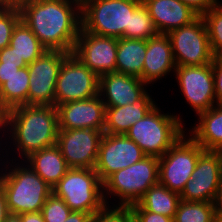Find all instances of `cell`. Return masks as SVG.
Instances as JSON below:
<instances>
[{
  "label": "cell",
  "mask_w": 222,
  "mask_h": 222,
  "mask_svg": "<svg viewBox=\"0 0 222 222\" xmlns=\"http://www.w3.org/2000/svg\"><path fill=\"white\" fill-rule=\"evenodd\" d=\"M58 131V111L53 105H19L0 116V140L4 141L6 135L4 139L9 138L6 143L10 144H6L2 151L7 150L6 147L10 150L12 143L14 148L11 150L20 155V159L12 156L15 162L24 161L32 153L56 145Z\"/></svg>",
  "instance_id": "obj_1"
},
{
  "label": "cell",
  "mask_w": 222,
  "mask_h": 222,
  "mask_svg": "<svg viewBox=\"0 0 222 222\" xmlns=\"http://www.w3.org/2000/svg\"><path fill=\"white\" fill-rule=\"evenodd\" d=\"M21 20L47 50L72 53L81 29V9L68 0H36L20 10Z\"/></svg>",
  "instance_id": "obj_2"
},
{
  "label": "cell",
  "mask_w": 222,
  "mask_h": 222,
  "mask_svg": "<svg viewBox=\"0 0 222 222\" xmlns=\"http://www.w3.org/2000/svg\"><path fill=\"white\" fill-rule=\"evenodd\" d=\"M10 161L8 159L0 163V184L5 192L8 212L18 215L41 212L46 199L52 194V187L27 163Z\"/></svg>",
  "instance_id": "obj_3"
},
{
  "label": "cell",
  "mask_w": 222,
  "mask_h": 222,
  "mask_svg": "<svg viewBox=\"0 0 222 222\" xmlns=\"http://www.w3.org/2000/svg\"><path fill=\"white\" fill-rule=\"evenodd\" d=\"M156 104L125 135L133 140L146 156L162 157L185 134L181 116L162 112ZM184 124V125H183Z\"/></svg>",
  "instance_id": "obj_4"
},
{
  "label": "cell",
  "mask_w": 222,
  "mask_h": 222,
  "mask_svg": "<svg viewBox=\"0 0 222 222\" xmlns=\"http://www.w3.org/2000/svg\"><path fill=\"white\" fill-rule=\"evenodd\" d=\"M158 173L159 158L155 156H145L133 165L116 171L103 183L106 206H112L108 200L114 197L118 203L114 202L113 206L130 207L137 203L149 188L159 183Z\"/></svg>",
  "instance_id": "obj_5"
},
{
  "label": "cell",
  "mask_w": 222,
  "mask_h": 222,
  "mask_svg": "<svg viewBox=\"0 0 222 222\" xmlns=\"http://www.w3.org/2000/svg\"><path fill=\"white\" fill-rule=\"evenodd\" d=\"M52 193L61 198L72 211L92 216L106 206L103 183L94 169L70 168L52 187Z\"/></svg>",
  "instance_id": "obj_6"
},
{
  "label": "cell",
  "mask_w": 222,
  "mask_h": 222,
  "mask_svg": "<svg viewBox=\"0 0 222 222\" xmlns=\"http://www.w3.org/2000/svg\"><path fill=\"white\" fill-rule=\"evenodd\" d=\"M140 5L135 0H93L81 9V30L99 36L125 38L130 15Z\"/></svg>",
  "instance_id": "obj_7"
},
{
  "label": "cell",
  "mask_w": 222,
  "mask_h": 222,
  "mask_svg": "<svg viewBox=\"0 0 222 222\" xmlns=\"http://www.w3.org/2000/svg\"><path fill=\"white\" fill-rule=\"evenodd\" d=\"M203 151L188 132L183 134L162 157H159V183L180 194L192 178L199 155Z\"/></svg>",
  "instance_id": "obj_8"
},
{
  "label": "cell",
  "mask_w": 222,
  "mask_h": 222,
  "mask_svg": "<svg viewBox=\"0 0 222 222\" xmlns=\"http://www.w3.org/2000/svg\"><path fill=\"white\" fill-rule=\"evenodd\" d=\"M168 36L176 66H200L213 63L214 55L201 16L188 25L171 30Z\"/></svg>",
  "instance_id": "obj_9"
},
{
  "label": "cell",
  "mask_w": 222,
  "mask_h": 222,
  "mask_svg": "<svg viewBox=\"0 0 222 222\" xmlns=\"http://www.w3.org/2000/svg\"><path fill=\"white\" fill-rule=\"evenodd\" d=\"M99 94V76L73 53L61 64L55 89V107L71 101L85 100Z\"/></svg>",
  "instance_id": "obj_10"
},
{
  "label": "cell",
  "mask_w": 222,
  "mask_h": 222,
  "mask_svg": "<svg viewBox=\"0 0 222 222\" xmlns=\"http://www.w3.org/2000/svg\"><path fill=\"white\" fill-rule=\"evenodd\" d=\"M181 94L196 116L216 105L212 63L200 66H176L174 71Z\"/></svg>",
  "instance_id": "obj_11"
},
{
  "label": "cell",
  "mask_w": 222,
  "mask_h": 222,
  "mask_svg": "<svg viewBox=\"0 0 222 222\" xmlns=\"http://www.w3.org/2000/svg\"><path fill=\"white\" fill-rule=\"evenodd\" d=\"M191 177L180 193L181 200L215 203L222 180L221 152L204 150L199 155Z\"/></svg>",
  "instance_id": "obj_12"
},
{
  "label": "cell",
  "mask_w": 222,
  "mask_h": 222,
  "mask_svg": "<svg viewBox=\"0 0 222 222\" xmlns=\"http://www.w3.org/2000/svg\"><path fill=\"white\" fill-rule=\"evenodd\" d=\"M68 53L47 50L29 64L28 105L55 106V89L59 70Z\"/></svg>",
  "instance_id": "obj_13"
},
{
  "label": "cell",
  "mask_w": 222,
  "mask_h": 222,
  "mask_svg": "<svg viewBox=\"0 0 222 222\" xmlns=\"http://www.w3.org/2000/svg\"><path fill=\"white\" fill-rule=\"evenodd\" d=\"M103 134L91 128L59 129L56 146L70 168L94 169Z\"/></svg>",
  "instance_id": "obj_14"
},
{
  "label": "cell",
  "mask_w": 222,
  "mask_h": 222,
  "mask_svg": "<svg viewBox=\"0 0 222 222\" xmlns=\"http://www.w3.org/2000/svg\"><path fill=\"white\" fill-rule=\"evenodd\" d=\"M145 156L141 148L125 134L104 133L94 170L104 183L116 171L133 165Z\"/></svg>",
  "instance_id": "obj_15"
},
{
  "label": "cell",
  "mask_w": 222,
  "mask_h": 222,
  "mask_svg": "<svg viewBox=\"0 0 222 222\" xmlns=\"http://www.w3.org/2000/svg\"><path fill=\"white\" fill-rule=\"evenodd\" d=\"M118 38L99 36L80 29L73 54L91 71L101 76L116 72Z\"/></svg>",
  "instance_id": "obj_16"
},
{
  "label": "cell",
  "mask_w": 222,
  "mask_h": 222,
  "mask_svg": "<svg viewBox=\"0 0 222 222\" xmlns=\"http://www.w3.org/2000/svg\"><path fill=\"white\" fill-rule=\"evenodd\" d=\"M57 111L59 129L104 130L106 106L99 94L89 99L63 103L57 107Z\"/></svg>",
  "instance_id": "obj_17"
},
{
  "label": "cell",
  "mask_w": 222,
  "mask_h": 222,
  "mask_svg": "<svg viewBox=\"0 0 222 222\" xmlns=\"http://www.w3.org/2000/svg\"><path fill=\"white\" fill-rule=\"evenodd\" d=\"M139 77L123 73H106L99 76V95L106 107L133 104L148 90Z\"/></svg>",
  "instance_id": "obj_18"
},
{
  "label": "cell",
  "mask_w": 222,
  "mask_h": 222,
  "mask_svg": "<svg viewBox=\"0 0 222 222\" xmlns=\"http://www.w3.org/2000/svg\"><path fill=\"white\" fill-rule=\"evenodd\" d=\"M176 64L168 34L158 33L147 39L146 56L143 65L142 81L148 86L173 73Z\"/></svg>",
  "instance_id": "obj_19"
},
{
  "label": "cell",
  "mask_w": 222,
  "mask_h": 222,
  "mask_svg": "<svg viewBox=\"0 0 222 222\" xmlns=\"http://www.w3.org/2000/svg\"><path fill=\"white\" fill-rule=\"evenodd\" d=\"M144 6L148 9L158 33L163 34L188 25L199 16L180 0H148Z\"/></svg>",
  "instance_id": "obj_20"
},
{
  "label": "cell",
  "mask_w": 222,
  "mask_h": 222,
  "mask_svg": "<svg viewBox=\"0 0 222 222\" xmlns=\"http://www.w3.org/2000/svg\"><path fill=\"white\" fill-rule=\"evenodd\" d=\"M157 103L146 92L133 104L106 107L104 133L125 134L132 125L141 120Z\"/></svg>",
  "instance_id": "obj_21"
},
{
  "label": "cell",
  "mask_w": 222,
  "mask_h": 222,
  "mask_svg": "<svg viewBox=\"0 0 222 222\" xmlns=\"http://www.w3.org/2000/svg\"><path fill=\"white\" fill-rule=\"evenodd\" d=\"M197 124L189 128V135L208 151L222 150V105H214L199 113Z\"/></svg>",
  "instance_id": "obj_22"
},
{
  "label": "cell",
  "mask_w": 222,
  "mask_h": 222,
  "mask_svg": "<svg viewBox=\"0 0 222 222\" xmlns=\"http://www.w3.org/2000/svg\"><path fill=\"white\" fill-rule=\"evenodd\" d=\"M23 162L51 187L55 186L70 169L56 145L32 153Z\"/></svg>",
  "instance_id": "obj_23"
},
{
  "label": "cell",
  "mask_w": 222,
  "mask_h": 222,
  "mask_svg": "<svg viewBox=\"0 0 222 222\" xmlns=\"http://www.w3.org/2000/svg\"><path fill=\"white\" fill-rule=\"evenodd\" d=\"M147 40L118 38L116 72L139 77L142 80Z\"/></svg>",
  "instance_id": "obj_24"
},
{
  "label": "cell",
  "mask_w": 222,
  "mask_h": 222,
  "mask_svg": "<svg viewBox=\"0 0 222 222\" xmlns=\"http://www.w3.org/2000/svg\"><path fill=\"white\" fill-rule=\"evenodd\" d=\"M28 67L20 68L0 86V116L19 105H28L29 91Z\"/></svg>",
  "instance_id": "obj_25"
},
{
  "label": "cell",
  "mask_w": 222,
  "mask_h": 222,
  "mask_svg": "<svg viewBox=\"0 0 222 222\" xmlns=\"http://www.w3.org/2000/svg\"><path fill=\"white\" fill-rule=\"evenodd\" d=\"M180 201L179 193L158 183L149 188L137 203L146 211L174 218Z\"/></svg>",
  "instance_id": "obj_26"
},
{
  "label": "cell",
  "mask_w": 222,
  "mask_h": 222,
  "mask_svg": "<svg viewBox=\"0 0 222 222\" xmlns=\"http://www.w3.org/2000/svg\"><path fill=\"white\" fill-rule=\"evenodd\" d=\"M9 45L27 65L47 51L22 20L14 28Z\"/></svg>",
  "instance_id": "obj_27"
},
{
  "label": "cell",
  "mask_w": 222,
  "mask_h": 222,
  "mask_svg": "<svg viewBox=\"0 0 222 222\" xmlns=\"http://www.w3.org/2000/svg\"><path fill=\"white\" fill-rule=\"evenodd\" d=\"M173 222H217L215 203L180 201Z\"/></svg>",
  "instance_id": "obj_28"
},
{
  "label": "cell",
  "mask_w": 222,
  "mask_h": 222,
  "mask_svg": "<svg viewBox=\"0 0 222 222\" xmlns=\"http://www.w3.org/2000/svg\"><path fill=\"white\" fill-rule=\"evenodd\" d=\"M157 34L158 31L148 9L141 4L130 15L129 29H125V38L147 40Z\"/></svg>",
  "instance_id": "obj_29"
},
{
  "label": "cell",
  "mask_w": 222,
  "mask_h": 222,
  "mask_svg": "<svg viewBox=\"0 0 222 222\" xmlns=\"http://www.w3.org/2000/svg\"><path fill=\"white\" fill-rule=\"evenodd\" d=\"M204 20L214 58H222V4L201 15Z\"/></svg>",
  "instance_id": "obj_30"
},
{
  "label": "cell",
  "mask_w": 222,
  "mask_h": 222,
  "mask_svg": "<svg viewBox=\"0 0 222 222\" xmlns=\"http://www.w3.org/2000/svg\"><path fill=\"white\" fill-rule=\"evenodd\" d=\"M71 211L72 210L61 198L52 193L46 199V202L41 209V214L45 222H64Z\"/></svg>",
  "instance_id": "obj_31"
},
{
  "label": "cell",
  "mask_w": 222,
  "mask_h": 222,
  "mask_svg": "<svg viewBox=\"0 0 222 222\" xmlns=\"http://www.w3.org/2000/svg\"><path fill=\"white\" fill-rule=\"evenodd\" d=\"M20 21V10L0 8V50L9 46L14 28Z\"/></svg>",
  "instance_id": "obj_32"
},
{
  "label": "cell",
  "mask_w": 222,
  "mask_h": 222,
  "mask_svg": "<svg viewBox=\"0 0 222 222\" xmlns=\"http://www.w3.org/2000/svg\"><path fill=\"white\" fill-rule=\"evenodd\" d=\"M91 222H135V217L130 207L105 206L92 216Z\"/></svg>",
  "instance_id": "obj_33"
},
{
  "label": "cell",
  "mask_w": 222,
  "mask_h": 222,
  "mask_svg": "<svg viewBox=\"0 0 222 222\" xmlns=\"http://www.w3.org/2000/svg\"><path fill=\"white\" fill-rule=\"evenodd\" d=\"M134 213L135 222H173V218L143 209L138 203L130 206Z\"/></svg>",
  "instance_id": "obj_34"
},
{
  "label": "cell",
  "mask_w": 222,
  "mask_h": 222,
  "mask_svg": "<svg viewBox=\"0 0 222 222\" xmlns=\"http://www.w3.org/2000/svg\"><path fill=\"white\" fill-rule=\"evenodd\" d=\"M216 104L222 105V58H214L212 63Z\"/></svg>",
  "instance_id": "obj_35"
},
{
  "label": "cell",
  "mask_w": 222,
  "mask_h": 222,
  "mask_svg": "<svg viewBox=\"0 0 222 222\" xmlns=\"http://www.w3.org/2000/svg\"><path fill=\"white\" fill-rule=\"evenodd\" d=\"M0 63L18 65L20 68L28 66L24 59H20L18 54L14 51L10 45L0 50Z\"/></svg>",
  "instance_id": "obj_36"
},
{
  "label": "cell",
  "mask_w": 222,
  "mask_h": 222,
  "mask_svg": "<svg viewBox=\"0 0 222 222\" xmlns=\"http://www.w3.org/2000/svg\"><path fill=\"white\" fill-rule=\"evenodd\" d=\"M194 10L199 16L217 5L214 0H180Z\"/></svg>",
  "instance_id": "obj_37"
},
{
  "label": "cell",
  "mask_w": 222,
  "mask_h": 222,
  "mask_svg": "<svg viewBox=\"0 0 222 222\" xmlns=\"http://www.w3.org/2000/svg\"><path fill=\"white\" fill-rule=\"evenodd\" d=\"M19 69L20 67H18V65L0 63V86L3 85L8 78L17 73Z\"/></svg>",
  "instance_id": "obj_38"
},
{
  "label": "cell",
  "mask_w": 222,
  "mask_h": 222,
  "mask_svg": "<svg viewBox=\"0 0 222 222\" xmlns=\"http://www.w3.org/2000/svg\"><path fill=\"white\" fill-rule=\"evenodd\" d=\"M92 215L80 211H71L68 218L64 222H91Z\"/></svg>",
  "instance_id": "obj_39"
},
{
  "label": "cell",
  "mask_w": 222,
  "mask_h": 222,
  "mask_svg": "<svg viewBox=\"0 0 222 222\" xmlns=\"http://www.w3.org/2000/svg\"><path fill=\"white\" fill-rule=\"evenodd\" d=\"M36 0H4V8L21 10L24 6Z\"/></svg>",
  "instance_id": "obj_40"
},
{
  "label": "cell",
  "mask_w": 222,
  "mask_h": 222,
  "mask_svg": "<svg viewBox=\"0 0 222 222\" xmlns=\"http://www.w3.org/2000/svg\"><path fill=\"white\" fill-rule=\"evenodd\" d=\"M8 214L5 192L0 184V222H4Z\"/></svg>",
  "instance_id": "obj_41"
},
{
  "label": "cell",
  "mask_w": 222,
  "mask_h": 222,
  "mask_svg": "<svg viewBox=\"0 0 222 222\" xmlns=\"http://www.w3.org/2000/svg\"><path fill=\"white\" fill-rule=\"evenodd\" d=\"M20 219L21 222H45L41 212L21 214Z\"/></svg>",
  "instance_id": "obj_42"
},
{
  "label": "cell",
  "mask_w": 222,
  "mask_h": 222,
  "mask_svg": "<svg viewBox=\"0 0 222 222\" xmlns=\"http://www.w3.org/2000/svg\"><path fill=\"white\" fill-rule=\"evenodd\" d=\"M215 207L216 208H222V180L220 182L218 196H217V198L215 200Z\"/></svg>",
  "instance_id": "obj_43"
},
{
  "label": "cell",
  "mask_w": 222,
  "mask_h": 222,
  "mask_svg": "<svg viewBox=\"0 0 222 222\" xmlns=\"http://www.w3.org/2000/svg\"><path fill=\"white\" fill-rule=\"evenodd\" d=\"M4 222H21L20 215L9 213Z\"/></svg>",
  "instance_id": "obj_44"
},
{
  "label": "cell",
  "mask_w": 222,
  "mask_h": 222,
  "mask_svg": "<svg viewBox=\"0 0 222 222\" xmlns=\"http://www.w3.org/2000/svg\"><path fill=\"white\" fill-rule=\"evenodd\" d=\"M68 1L76 4L80 9H82L87 3H89L93 0H68Z\"/></svg>",
  "instance_id": "obj_45"
},
{
  "label": "cell",
  "mask_w": 222,
  "mask_h": 222,
  "mask_svg": "<svg viewBox=\"0 0 222 222\" xmlns=\"http://www.w3.org/2000/svg\"><path fill=\"white\" fill-rule=\"evenodd\" d=\"M217 211V222H222V208H216Z\"/></svg>",
  "instance_id": "obj_46"
},
{
  "label": "cell",
  "mask_w": 222,
  "mask_h": 222,
  "mask_svg": "<svg viewBox=\"0 0 222 222\" xmlns=\"http://www.w3.org/2000/svg\"><path fill=\"white\" fill-rule=\"evenodd\" d=\"M136 2H139V3H141V4H144L146 1H148V0H135Z\"/></svg>",
  "instance_id": "obj_47"
},
{
  "label": "cell",
  "mask_w": 222,
  "mask_h": 222,
  "mask_svg": "<svg viewBox=\"0 0 222 222\" xmlns=\"http://www.w3.org/2000/svg\"><path fill=\"white\" fill-rule=\"evenodd\" d=\"M0 8H4V0H0Z\"/></svg>",
  "instance_id": "obj_48"
},
{
  "label": "cell",
  "mask_w": 222,
  "mask_h": 222,
  "mask_svg": "<svg viewBox=\"0 0 222 222\" xmlns=\"http://www.w3.org/2000/svg\"><path fill=\"white\" fill-rule=\"evenodd\" d=\"M214 2L216 3V4H222V0L220 1V0H214Z\"/></svg>",
  "instance_id": "obj_49"
}]
</instances>
